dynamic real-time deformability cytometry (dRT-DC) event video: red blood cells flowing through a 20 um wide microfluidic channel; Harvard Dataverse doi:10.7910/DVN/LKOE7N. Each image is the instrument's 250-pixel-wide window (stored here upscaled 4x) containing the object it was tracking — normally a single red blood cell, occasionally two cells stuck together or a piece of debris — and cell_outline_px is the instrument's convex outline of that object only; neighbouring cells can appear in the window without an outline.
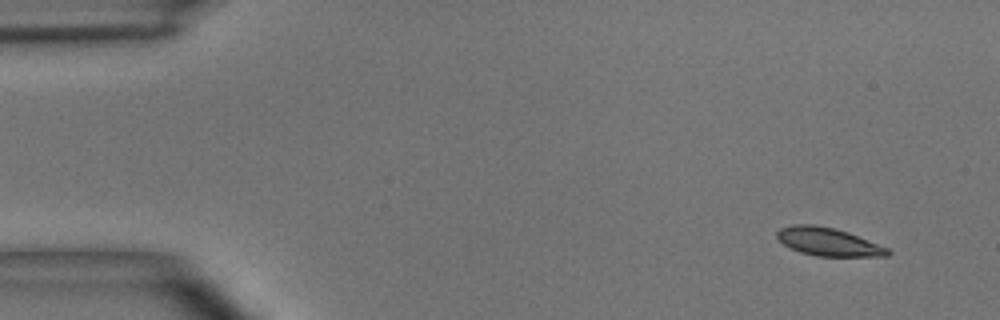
{"species": "common noctule bat (a hibernating species)", "species_latin": "Nyctalus noctula", "temperature_condition": "room temperature", "stored_images_in_passage": 4, "camera_frame_rate_fps": 3000, "um_per_image_px": 0.085, "animal": {"sex": "male", "body_mass_g": 15.6}, "frame": {"image": 1, "passage_image": 1, "time_ms": 0.0, "image_size_px": [1000, 320], "cell_outline_px": [[892, 252], [888, 256], [816, 256], [800, 252], [784, 244], [776, 236], [776, 232], [780, 228], [792, 224], [812, 224], [836, 228], [848, 232], [888, 248]], "centroid_in_image_um": [70.4, 20.54], "position_along_channel_um": 14.6, "area_um2": 18.09}}
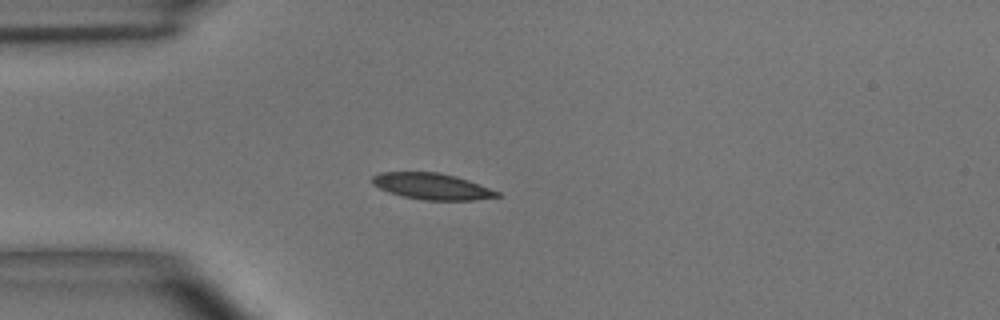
{"frame": {"image": 2, "passage_image": 4, "time_ms": 3.333, "image_size_px": [1000, 320], "cell_outline_px": [[500, 196], [472, 200], [424, 200], [400, 196], [388, 192], [372, 184], [372, 176], [380, 172], [440, 172], [456, 176], [468, 180], [500, 192]], "centroid_in_image_um": [36.69, 15.83], "position_along_channel_um": 48.3, "area_um2": 19.13}}